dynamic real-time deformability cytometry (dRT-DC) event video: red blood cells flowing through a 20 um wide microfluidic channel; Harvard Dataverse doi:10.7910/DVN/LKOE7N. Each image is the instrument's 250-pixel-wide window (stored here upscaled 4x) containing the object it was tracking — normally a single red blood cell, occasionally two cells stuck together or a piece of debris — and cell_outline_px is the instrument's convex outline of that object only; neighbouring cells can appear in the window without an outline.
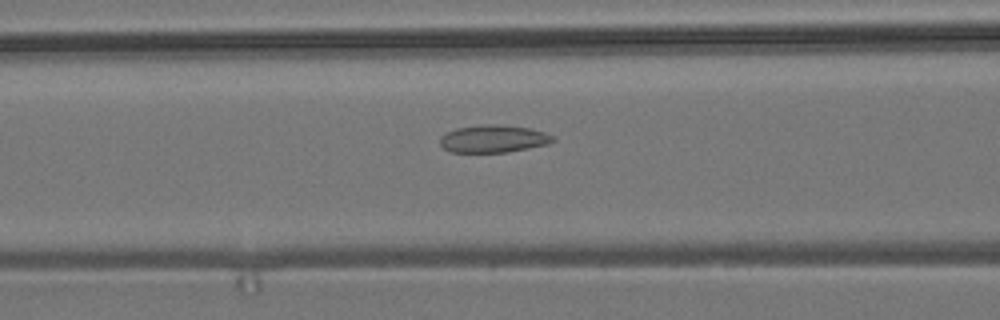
{"species": "common noctule bat (a hibernating species)", "species_latin": "Nyctalus noctula", "temperature_condition": "room temperature", "stored_images_in_passage": 53, "camera_frame_rate_fps": 3000, "um_per_image_px": 0.085, "animal": {"sex": "male", "body_mass_g": 19.2, "forearm_length_mm": 51.8}, "frame": {"image": 1, "passage_image": 23, "time_ms": 7.333, "image_size_px": [1000, 320], "cell_outline_px": [[556, 140], [548, 144], [508, 152], [452, 152], [444, 148], [440, 144], [440, 136], [456, 128], [488, 124], [496, 124], [528, 128], [544, 132], [556, 136]], "centroid_in_image_um": [41.96, 11.8], "position_along_channel_um": 124.6, "area_um2": 18.03}}
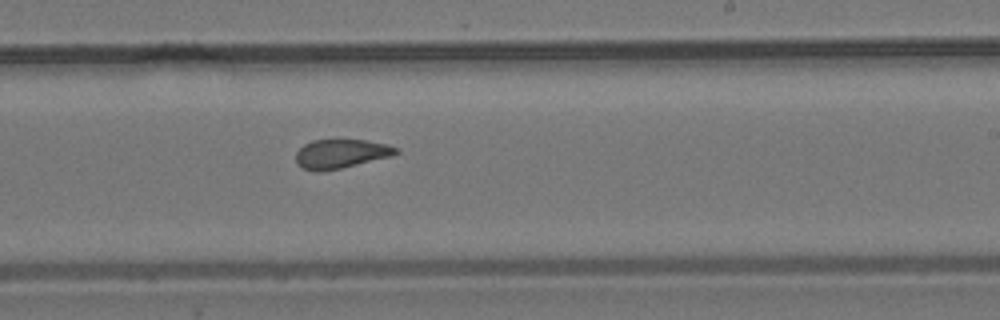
{"frame": {"image": 2, "passage_image": 34, "time_ms": 11.0, "image_size_px": [1000, 320], "cell_outline_px": [[400, 152], [392, 156], [340, 168], [320, 172], [316, 172], [304, 168], [296, 160], [296, 152], [304, 144], [312, 140], [364, 140], [388, 144], [400, 148]], "centroid_in_image_um": [29.02, 13.06], "position_along_channel_um": 260.0, "area_um2": 16.88}}
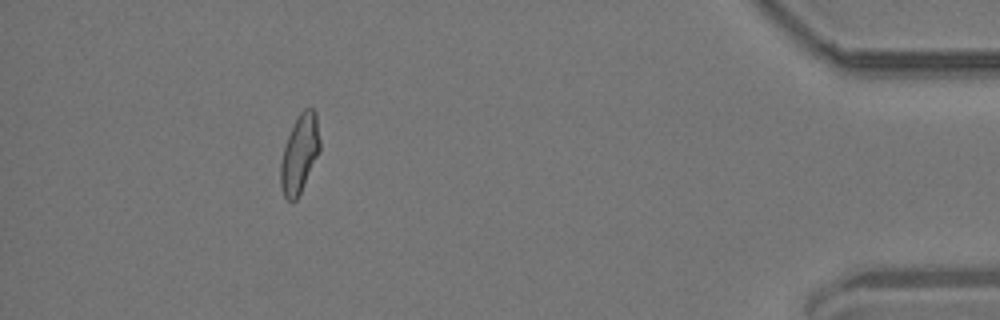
{"frame": {"image": 3, "passage_image": 51, "time_ms": 16.667, "image_size_px": [1000, 320], "cell_outline_px": [[320, 152], [296, 200], [288, 200], [284, 196], [280, 184], [280, 164], [284, 148], [288, 136], [300, 112], [304, 108], [312, 108], [316, 112], [320, 140]], "centroid_in_image_um": [25.48, 13.06], "position_along_channel_um": 409.7, "area_um2": 17.69}, "authors_computed_cell_mechanics": {"area_um2": 18.0336, "velocity_mm_per_s": 3.692, "shape_relaxation_time_tau1_ms": null, "shape_relaxation_time_tau2_ms": 2.1076, "deformation_change_tau1": null, "deformation_change_tau2": 0.0914}}